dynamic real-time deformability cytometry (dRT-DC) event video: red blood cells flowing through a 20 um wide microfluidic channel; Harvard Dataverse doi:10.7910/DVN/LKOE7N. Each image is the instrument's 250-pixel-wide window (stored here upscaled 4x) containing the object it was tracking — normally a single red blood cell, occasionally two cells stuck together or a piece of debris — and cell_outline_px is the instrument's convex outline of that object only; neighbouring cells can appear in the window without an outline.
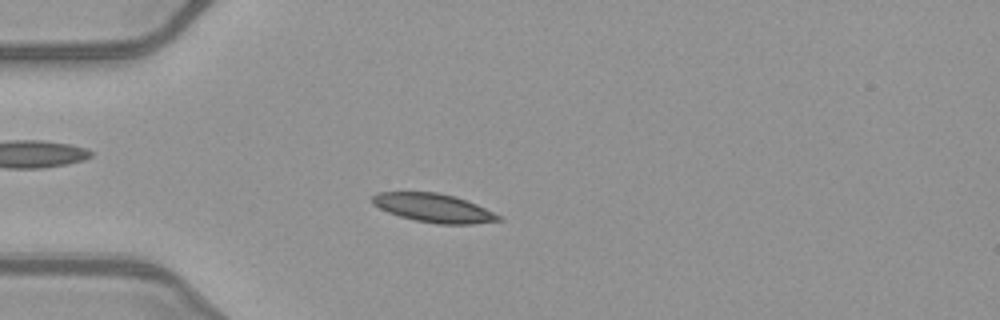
{"species": "common noctule bat (a hibernating species)", "species_latin": "Nyctalus noctula", "temperature_condition": "warm", "stored_images_in_passage": 51, "camera_frame_rate_fps": 3000, "um_per_image_px": 0.085, "animal": {"sex": "female", "body_mass_g": 21.9}, "frame": {"image": 1, "passage_image": 14, "time_ms": 4.333, "image_size_px": [1000, 320], "cell_outline_px": [[504, 220], [472, 224], [436, 224], [416, 220], [400, 216], [388, 212], [372, 204], [372, 196], [376, 192], [436, 192], [456, 196], [476, 204], [500, 216]], "centroid_in_image_um": [36.85, 17.67], "position_along_channel_um": 48.2, "area_um2": 20.98}}
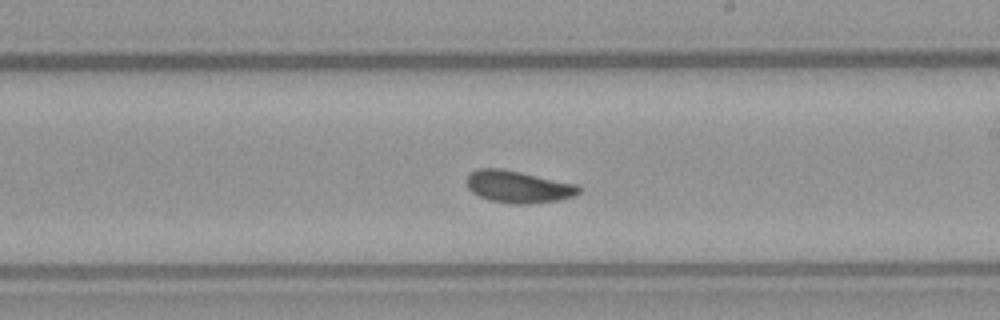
{"frame": {"image": 2, "passage_image": 30, "time_ms": 9.667, "image_size_px": [1000, 320], "cell_outline_px": [[580, 192], [572, 196], [560, 200], [532, 204], [512, 204], [488, 200], [472, 192], [468, 188], [464, 180], [468, 172], [476, 168], [500, 168], [520, 172], [576, 184], [580, 188]], "centroid_in_image_um": [43.97, 15.87], "position_along_channel_um": 245.0, "area_um2": 21.21}}
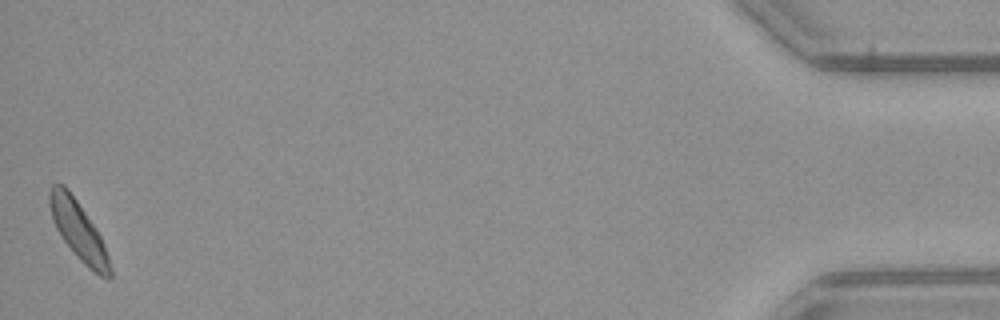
{"frame": {"image": 3, "passage_image": 51, "time_ms": 16.667, "image_size_px": [1000, 320], "cell_outline_px": [[112, 280], [108, 280], [100, 276], [88, 268], [76, 256], [64, 240], [56, 228], [52, 220], [48, 204], [48, 192], [52, 184], [64, 184], [68, 188], [96, 228], [104, 244], [112, 268]], "centroid_in_image_um": [6.67, 19.61], "position_along_channel_um": 428.5, "area_um2": 20.81}, "authors_computed_cell_mechanics": {"area_um2": 20.519, "velocity_mm_per_s": 3.9915, "shape_relaxation_time_tau1_ms": 3.6445, "shape_relaxation_time_tau2_ms": null, "deformation_change_tau1": 0.1167, "deformation_change_tau2": null}}